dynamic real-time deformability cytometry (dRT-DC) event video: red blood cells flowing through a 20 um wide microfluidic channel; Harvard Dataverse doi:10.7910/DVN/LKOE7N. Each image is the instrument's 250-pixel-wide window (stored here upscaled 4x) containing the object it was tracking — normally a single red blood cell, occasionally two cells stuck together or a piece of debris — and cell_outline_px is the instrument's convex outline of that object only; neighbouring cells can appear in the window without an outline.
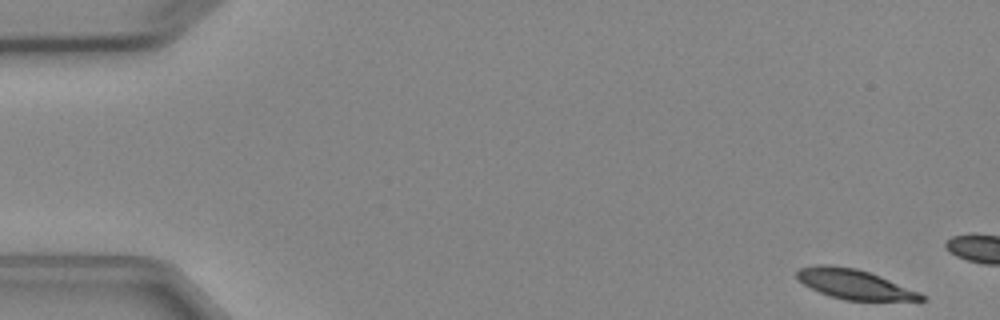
{"species": "Egyptian fruit bat (a non-hibernating species)", "species_latin": "Rousettus aegyptiacus", "temperature_condition": "cold", "stored_images_in_passage": 4, "camera_frame_rate_fps": 3000, "um_per_image_px": 0.085, "animal": {"sex": "female"}, "frame": {"image": 1, "passage_image": 1, "time_ms": 0.0, "image_size_px": [1000, 320], "cell_outline_px": [[928, 300], [844, 300], [828, 296], [804, 284], [796, 276], [796, 272], [800, 268], [816, 264], [832, 264], [856, 268], [880, 276], [920, 292], [928, 296]], "centroid_in_image_um": [72.63, 24.15], "position_along_channel_um": 12.4, "area_um2": 21.56}}